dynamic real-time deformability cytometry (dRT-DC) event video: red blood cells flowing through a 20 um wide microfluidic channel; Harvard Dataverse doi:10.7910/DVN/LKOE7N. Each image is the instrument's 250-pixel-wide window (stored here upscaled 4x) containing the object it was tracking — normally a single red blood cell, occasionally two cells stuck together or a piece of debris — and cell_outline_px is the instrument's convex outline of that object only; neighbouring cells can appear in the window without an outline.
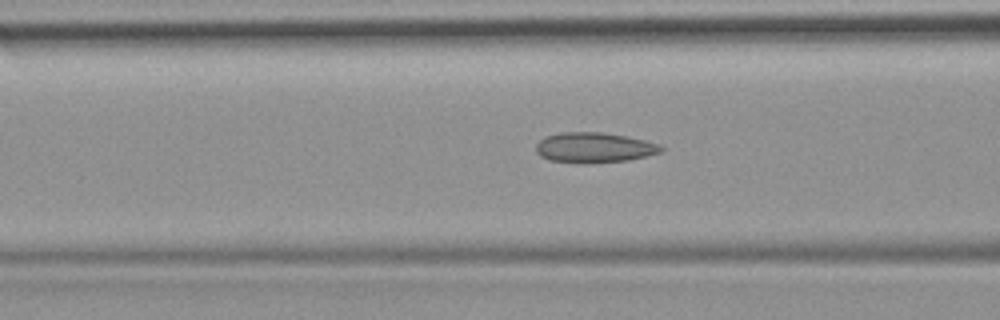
{"species": "common noctule bat (a hibernating species)", "species_latin": "Nyctalus noctula", "temperature_condition": "room temperature", "stored_images_in_passage": 35, "camera_frame_rate_fps": 3000, "um_per_image_px": 0.085, "animal": {"sex": "female", "body_mass_g": 19.9}, "frame": {"image": 1, "passage_image": 6, "time_ms": 1.667, "image_size_px": [1000, 320], "cell_outline_px": [[664, 148], [660, 152], [628, 160], [580, 164], [548, 160], [540, 156], [536, 152], [536, 144], [544, 136], [560, 132], [600, 132], [624, 136], [644, 140], [660, 144]], "centroid_in_image_um": [50.44, 12.55], "position_along_channel_um": 116.2, "area_um2": 22.08}}
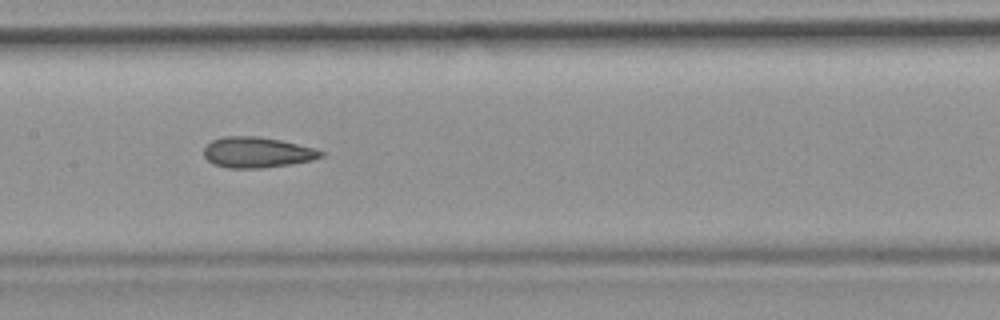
{"frame": {"image": 2, "passage_image": 11, "time_ms": 3.333, "image_size_px": [1000, 320], "cell_outline_px": [[324, 156], [312, 160], [292, 164], [260, 168], [228, 168], [216, 164], [208, 160], [204, 156], [204, 148], [212, 140], [224, 136], [256, 136], [280, 140], [316, 148], [324, 152]], "centroid_in_image_um": [21.88, 12.95], "position_along_channel_um": 185.5, "area_um2": 20.87}}